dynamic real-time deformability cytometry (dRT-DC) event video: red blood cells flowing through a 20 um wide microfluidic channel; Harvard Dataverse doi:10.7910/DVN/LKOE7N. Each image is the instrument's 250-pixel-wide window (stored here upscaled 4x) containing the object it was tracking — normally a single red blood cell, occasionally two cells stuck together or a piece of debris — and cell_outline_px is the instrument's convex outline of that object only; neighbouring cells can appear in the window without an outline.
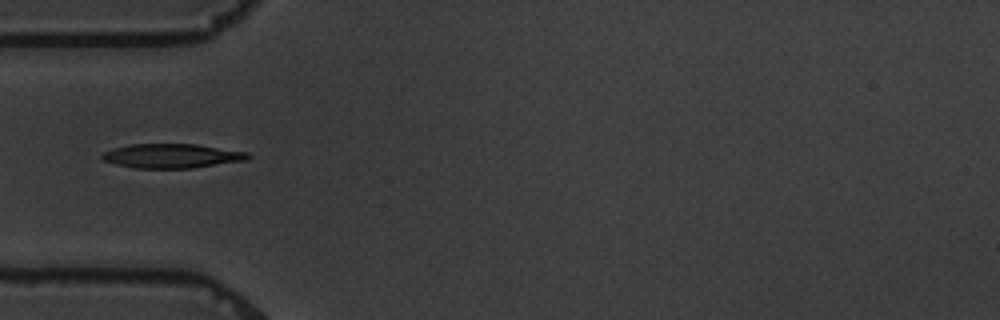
{"species": "common noctule bat (a hibernating species)", "species_latin": "Nyctalus noctula", "temperature_condition": "warm", "stored_images_in_passage": 6, "camera_frame_rate_fps": 3000, "um_per_image_px": 0.085, "animal": {"sex": "male", "body_mass_g": 19.5, "forearm_length_mm": 54.6}, "frame": {"image": 1, "passage_image": 6, "time_ms": 6.0, "image_size_px": [1000, 320], "cell_outline_px": [[252, 156], [248, 160], [192, 168], [136, 168], [116, 164], [104, 160], [100, 156], [104, 152], [112, 148], [132, 144], [196, 144], [248, 152]], "centroid_in_image_um": [14.64, 13.25], "position_along_channel_um": 70.4, "area_um2": 20.63}}